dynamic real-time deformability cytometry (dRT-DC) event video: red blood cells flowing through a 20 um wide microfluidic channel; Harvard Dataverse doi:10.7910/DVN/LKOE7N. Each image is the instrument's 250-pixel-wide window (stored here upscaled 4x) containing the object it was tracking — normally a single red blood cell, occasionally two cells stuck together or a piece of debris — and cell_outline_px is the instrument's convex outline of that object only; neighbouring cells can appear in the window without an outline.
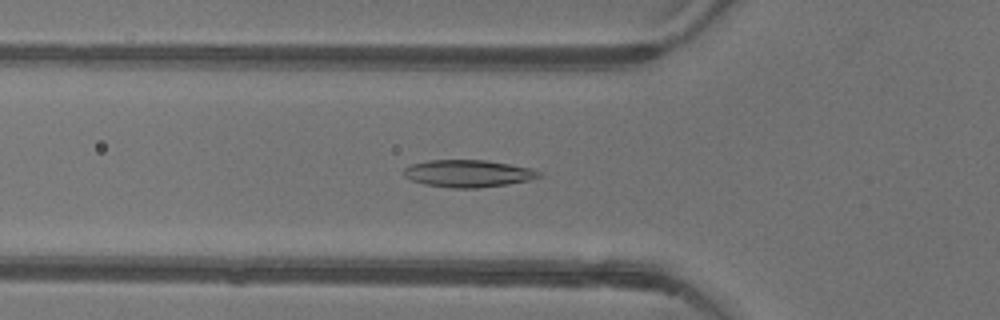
{"species": "common noctule bat (a hibernating species)", "species_latin": "Nyctalus noctula", "temperature_condition": "warm", "stored_images_in_passage": 50, "camera_frame_rate_fps": 3000, "um_per_image_px": 0.085, "animal": {"sex": "female"}, "frame": {"image": 1, "passage_image": 18, "time_ms": 5.667, "image_size_px": [1000, 320], "cell_outline_px": [[544, 176], [528, 180], [508, 184], [476, 188], [452, 188], [424, 184], [412, 180], [404, 176], [404, 168], [412, 164], [428, 160], [488, 160], [532, 168], [544, 172]], "centroid_in_image_um": [39.85, 14.74], "position_along_channel_um": 86.0, "area_um2": 21.62}}
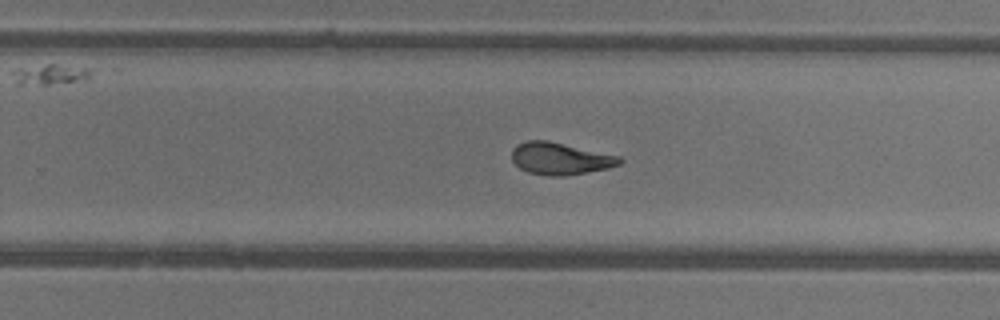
{"frame": {"image": 2, "passage_image": 33, "time_ms": 10.667, "image_size_px": [1000, 320], "cell_outline_px": [[624, 160], [620, 164], [608, 168], [564, 176], [548, 176], [528, 172], [520, 168], [512, 160], [512, 148], [516, 144], [528, 140], [548, 140], [620, 156]], "centroid_in_image_um": [47.61, 13.47], "position_along_channel_um": 282.2, "area_um2": 20.23}}
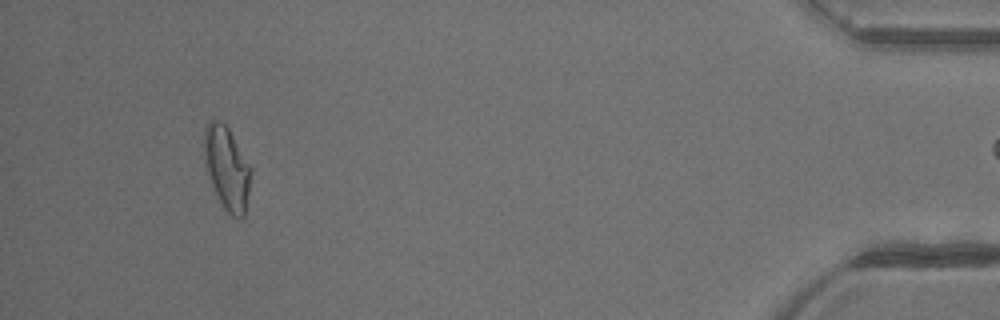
{"frame": {"image": 3, "passage_image": 49, "time_ms": 16.0, "image_size_px": [1000, 320], "cell_outline_px": [[252, 168], [244, 216], [240, 220], [232, 216], [224, 208], [212, 184], [204, 160], [204, 128], [208, 120], [220, 120], [228, 128]], "centroid_in_image_um": [19.28, 14.26], "position_along_channel_um": 415.9, "area_um2": 22.37}}